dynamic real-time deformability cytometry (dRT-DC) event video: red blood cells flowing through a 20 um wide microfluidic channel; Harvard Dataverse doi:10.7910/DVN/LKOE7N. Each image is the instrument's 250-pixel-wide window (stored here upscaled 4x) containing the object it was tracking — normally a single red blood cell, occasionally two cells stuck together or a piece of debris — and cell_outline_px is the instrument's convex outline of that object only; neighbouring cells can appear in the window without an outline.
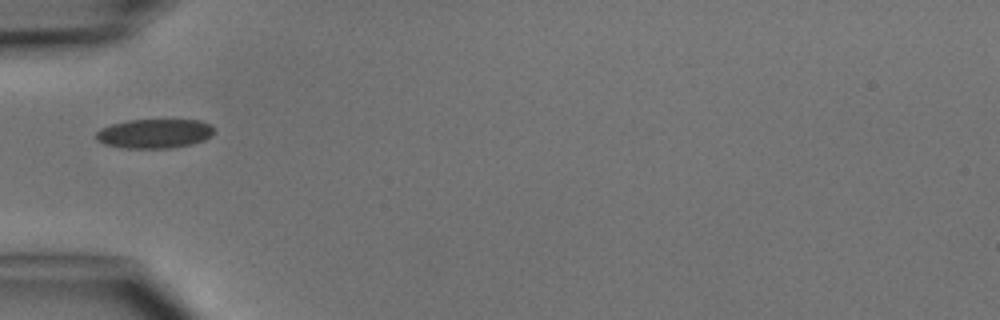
{"species": "common noctule bat (a hibernating species)", "species_latin": "Nyctalus noctula", "temperature_condition": "cold", "stored_images_in_passage": 5, "camera_frame_rate_fps": 3000, "um_per_image_px": 0.085, "animal": {"sex": "male", "body_mass_g": 15.6}, "frame": {"image": 1, "passage_image": 5, "time_ms": 4.667, "image_size_px": [1000, 320], "cell_outline_px": [[212, 136], [204, 140], [192, 144], [168, 148], [124, 148], [104, 144], [96, 140], [96, 132], [100, 128], [112, 124], [128, 120], [200, 120], [212, 124]], "centroid_in_image_um": [13.12, 11.35], "position_along_channel_um": 71.9, "area_um2": 20.17}}